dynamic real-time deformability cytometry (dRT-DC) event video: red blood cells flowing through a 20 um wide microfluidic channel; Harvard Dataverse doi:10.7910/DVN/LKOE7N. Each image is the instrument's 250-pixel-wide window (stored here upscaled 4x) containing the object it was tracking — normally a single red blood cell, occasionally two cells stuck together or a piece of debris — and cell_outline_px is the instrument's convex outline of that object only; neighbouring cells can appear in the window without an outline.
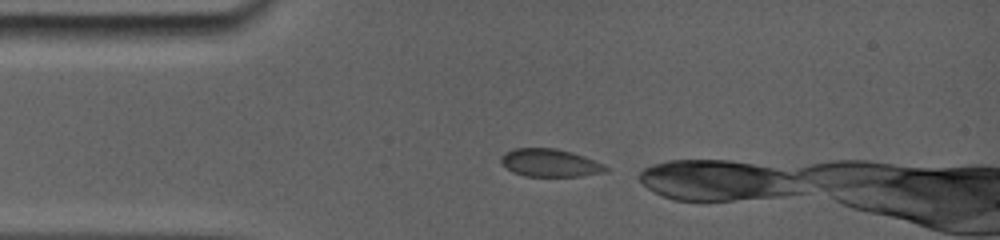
{"species": "common noctule bat (a hibernating species)", "species_latin": "Nyctalus noctula", "temperature_condition": "room temperature", "stored_images_in_passage": 9, "camera_frame_rate_fps": 5000, "um_per_image_px": 0.085, "animal": {"sex": "female", "body_mass_g": 19.0, "forearm_length_mm": 56.7}, "frame": {"image": 1, "passage_image": 1, "time_ms": 0.0, "image_size_px": [1000, 240], "cell_outline_px": [[608, 168], [604, 172], [580, 176], [524, 176], [512, 172], [500, 160], [508, 152], [516, 148], [552, 148], [568, 152], [592, 160]], "centroid_in_image_um": [46.71, 13.86], "position_along_channel_um": 38.3, "area_um2": 16.24}}
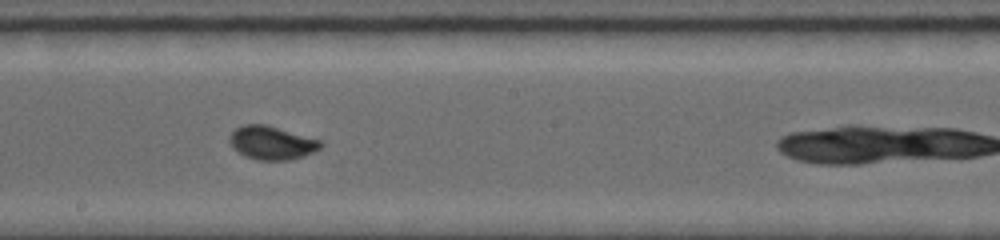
{"frame": {"image": 2, "passage_image": 8, "time_ms": 5.4, "image_size_px": [1000, 240], "cell_outline_px": [[324, 144], [320, 148], [304, 156], [292, 160], [256, 160], [244, 156], [232, 148], [228, 140], [232, 132], [236, 128], [244, 124], [264, 124], [320, 140]], "centroid_in_image_um": [23.07, 12.15], "position_along_channel_um": 225.1, "area_um2": 17.74}}
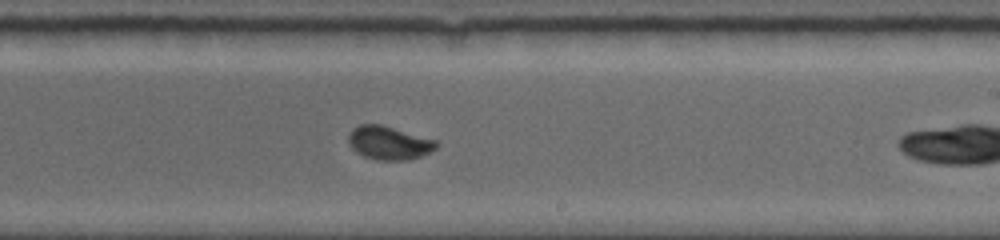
{"frame": {"image": 3, "passage_image": 9, "time_ms": 6.2, "image_size_px": [1000, 240], "cell_outline_px": [[440, 144], [436, 148], [420, 156], [408, 160], [376, 160], [364, 156], [356, 152], [348, 144], [348, 136], [352, 128], [360, 124], [380, 124], [436, 140]], "centroid_in_image_um": [33.03, 12.14], "position_along_channel_um": 256.0, "area_um2": 17.11}}